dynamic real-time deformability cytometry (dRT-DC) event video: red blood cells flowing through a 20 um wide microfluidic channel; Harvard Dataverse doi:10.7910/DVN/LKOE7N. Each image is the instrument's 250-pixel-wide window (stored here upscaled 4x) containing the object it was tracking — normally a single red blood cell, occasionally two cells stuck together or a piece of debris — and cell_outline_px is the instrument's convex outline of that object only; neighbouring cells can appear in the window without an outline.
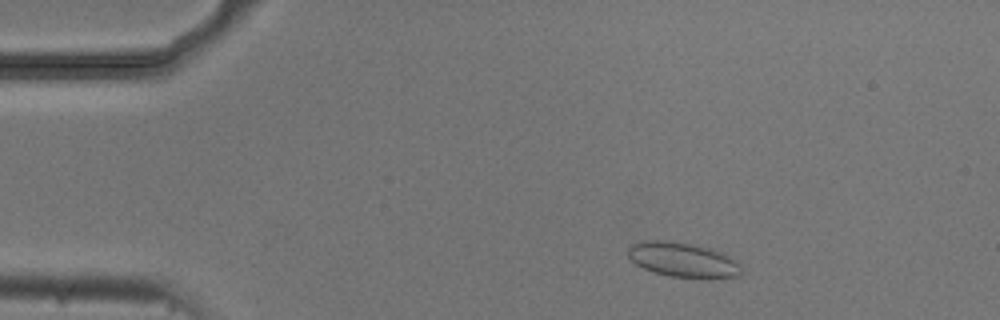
{"species": "common noctule bat (a hibernating species)", "species_latin": "Nyctalus noctula", "temperature_condition": "cold", "stored_images_in_passage": 7, "camera_frame_rate_fps": 3000, "um_per_image_px": 0.085, "animal": {"sex": "male", "body_mass_g": 20.5, "forearm_length_mm": 52.5}, "frame": {"image": 1, "passage_image": 2, "time_ms": 0.333, "image_size_px": [1000, 320], "cell_outline_px": [[740, 276], [672, 276], [656, 272], [644, 268], [636, 264], [628, 256], [628, 248], [632, 244], [648, 240], [668, 240], [708, 248], [724, 252], [740, 264]], "centroid_in_image_um": [58.01, 22.04], "position_along_channel_um": 27.0, "area_um2": 22.08}}
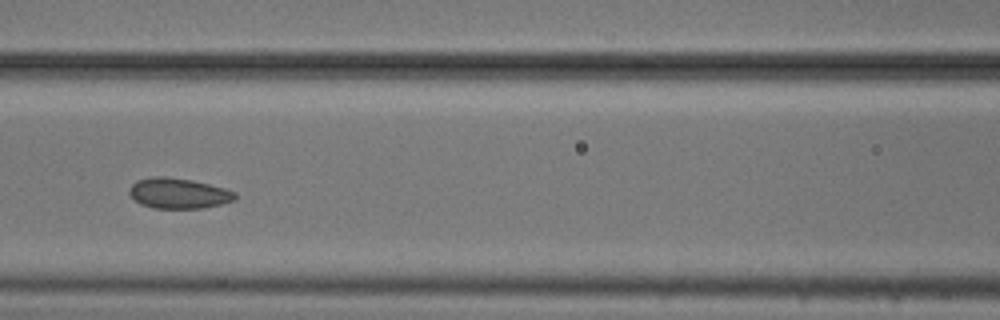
{"frame": {"image": 2, "passage_image": 6, "time_ms": 1.667, "image_size_px": [1000, 320], "cell_outline_px": [[236, 200], [204, 208], [152, 208], [140, 204], [128, 192], [132, 184], [136, 180], [152, 176], [168, 176], [192, 180], [224, 188], [236, 192]], "centroid_in_image_um": [15.17, 16.42], "position_along_channel_um": 151.4, "area_um2": 18.84}}
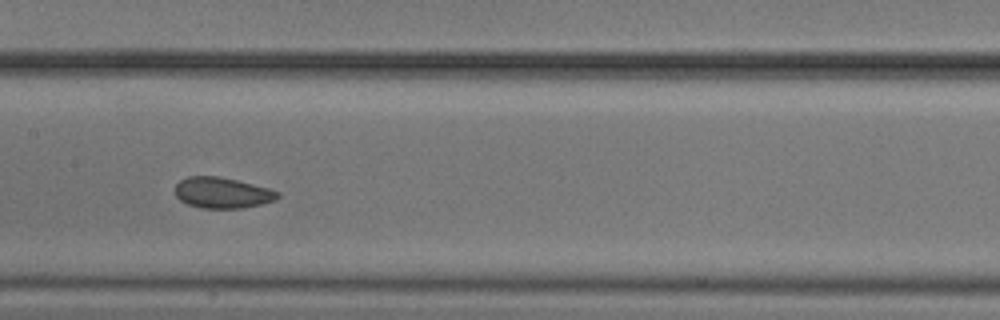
{"frame": {"image": 3, "passage_image": 7, "time_ms": 2.0, "image_size_px": [1000, 320], "cell_outline_px": [[280, 196], [276, 200], [260, 204], [240, 208], [200, 208], [188, 204], [180, 200], [176, 196], [176, 184], [180, 180], [188, 176], [220, 176], [268, 188], [280, 192]], "centroid_in_image_um": [18.89, 16.38], "position_along_channel_um": 188.5, "area_um2": 18.38}}